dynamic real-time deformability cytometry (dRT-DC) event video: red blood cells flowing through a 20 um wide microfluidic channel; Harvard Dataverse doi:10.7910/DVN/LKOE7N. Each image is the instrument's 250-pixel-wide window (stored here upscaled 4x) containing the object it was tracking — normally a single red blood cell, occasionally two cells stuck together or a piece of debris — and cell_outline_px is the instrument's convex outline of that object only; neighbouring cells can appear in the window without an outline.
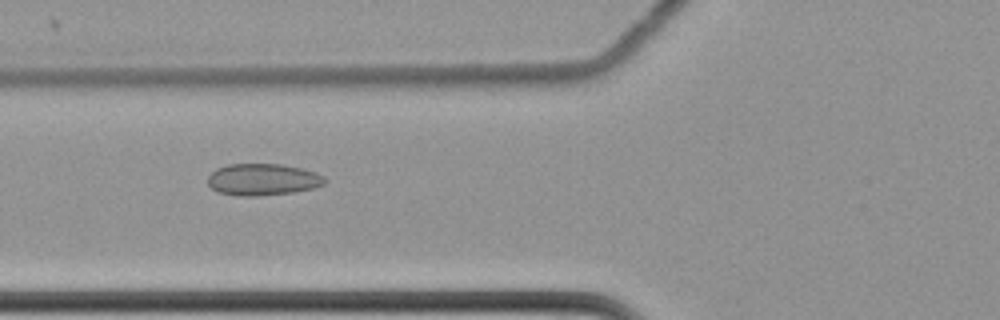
{"species": "common noctule bat (a hibernating species)", "species_latin": "Nyctalus noctula", "temperature_condition": "cold", "stored_images_in_passage": 61, "camera_frame_rate_fps": 3000, "um_per_image_px": 0.085, "animal": {"sex": "female", "body_mass_g": 22.7, "forearm_length_mm": 54.2}, "frame": {"image": 1, "passage_image": 25, "time_ms": 8.0, "image_size_px": [1000, 320], "cell_outline_px": [[328, 180], [324, 184], [312, 188], [292, 192], [256, 196], [236, 196], [220, 192], [212, 188], [208, 184], [208, 176], [216, 168], [228, 164], [280, 164], [304, 168], [316, 172], [324, 176]], "centroid_in_image_um": [22.35, 15.25], "position_along_channel_um": 103.5, "area_um2": 21.73}}
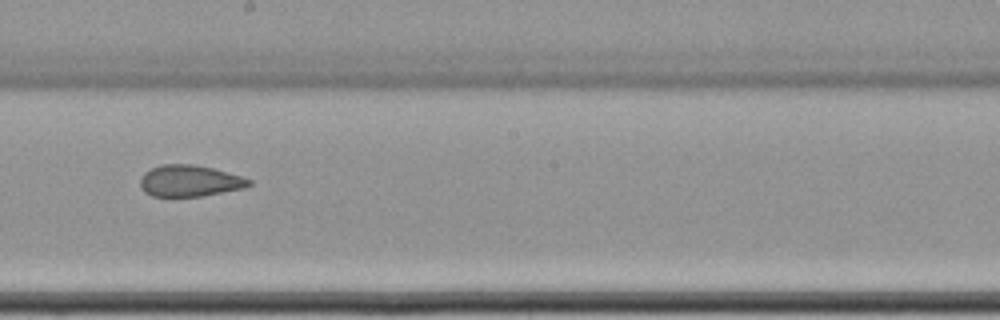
{"frame": {"image": 2, "passage_image": 36, "time_ms": 11.667, "image_size_px": [1000, 320], "cell_outline_px": [[252, 184], [244, 188], [200, 196], [152, 196], [144, 192], [140, 184], [140, 176], [144, 172], [160, 164], [196, 164], [212, 168], [240, 176], [252, 180]], "centroid_in_image_um": [16.09, 15.36], "position_along_channel_um": 232.1, "area_um2": 19.88}}
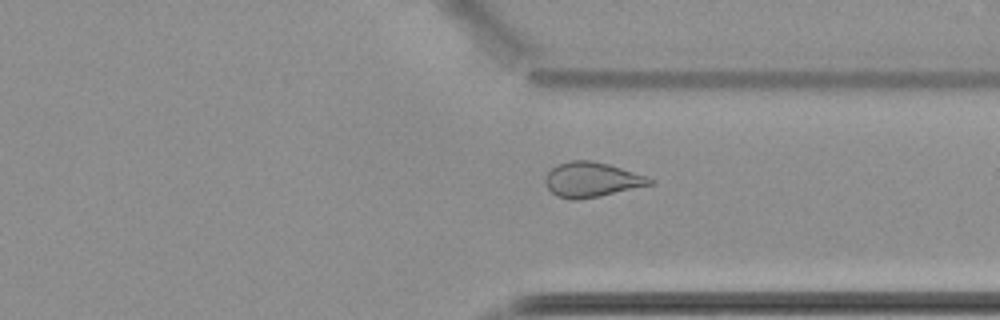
{"frame": {"image": 3, "passage_image": 47, "time_ms": 15.333, "image_size_px": [1000, 320], "cell_outline_px": [[656, 180], [652, 184], [600, 196], [576, 200], [572, 200], [556, 196], [548, 188], [544, 180], [548, 172], [552, 168], [568, 160], [592, 160], [608, 164], [648, 176]], "centroid_in_image_um": [50.3, 15.27], "position_along_channel_um": 361.1, "area_um2": 21.21}, "authors_computed_cell_mechanics": {"area_um2": 23.3512, "velocity_mm_per_s": 3.5027, "shape_relaxation_time_tau1_ms": null, "shape_relaxation_time_tau2_ms": 1.8352, "deformation_change_tau1": null, "deformation_change_tau2": 0.0734}}